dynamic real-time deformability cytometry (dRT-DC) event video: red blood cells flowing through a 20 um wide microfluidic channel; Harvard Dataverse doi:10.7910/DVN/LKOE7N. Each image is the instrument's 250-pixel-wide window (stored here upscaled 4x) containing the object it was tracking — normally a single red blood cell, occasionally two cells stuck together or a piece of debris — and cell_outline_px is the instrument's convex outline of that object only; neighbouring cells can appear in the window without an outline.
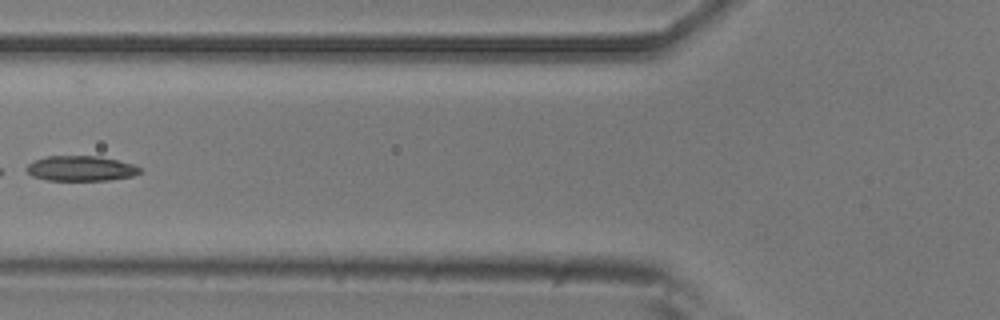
{"species": "common noctule bat (a hibernating species)", "species_latin": "Nyctalus noctula", "temperature_condition": "room temperature", "stored_images_in_passage": 7, "camera_frame_rate_fps": 3000, "um_per_image_px": 0.085, "animal": {"sex": "male", "body_mass_g": 20.5, "forearm_length_mm": 52.5}, "frame": {"image": 1, "passage_image": 6, "time_ms": 1.667, "image_size_px": [1000, 320], "cell_outline_px": [[140, 172], [132, 176], [108, 180], [48, 180], [32, 176], [24, 168], [28, 164], [36, 160], [48, 156], [100, 156], [132, 164], [140, 168]], "centroid_in_image_um": [6.84, 14.32], "position_along_channel_um": 119.0, "area_um2": 16.42}}
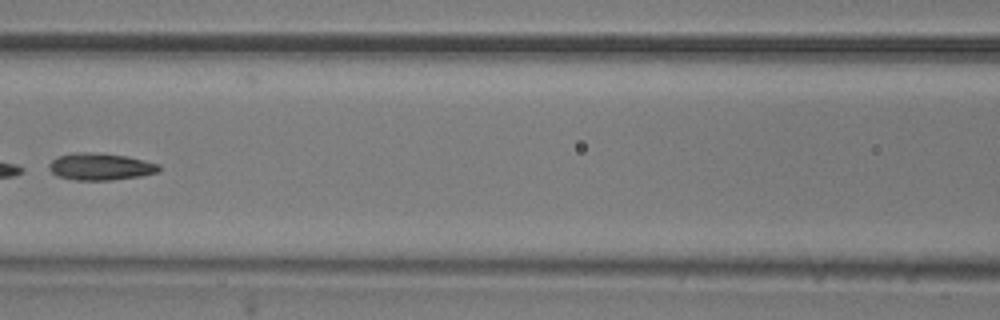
{"frame": {"image": 2, "passage_image": 7, "time_ms": 2.0, "image_size_px": [1000, 320], "cell_outline_px": [[160, 168], [156, 172], [140, 176], [112, 180], [72, 180], [56, 176], [48, 168], [48, 164], [52, 160], [60, 156], [76, 152], [92, 152], [128, 156], [160, 164]], "centroid_in_image_um": [8.51, 14.16], "position_along_channel_um": 158.1, "area_um2": 17.34}}